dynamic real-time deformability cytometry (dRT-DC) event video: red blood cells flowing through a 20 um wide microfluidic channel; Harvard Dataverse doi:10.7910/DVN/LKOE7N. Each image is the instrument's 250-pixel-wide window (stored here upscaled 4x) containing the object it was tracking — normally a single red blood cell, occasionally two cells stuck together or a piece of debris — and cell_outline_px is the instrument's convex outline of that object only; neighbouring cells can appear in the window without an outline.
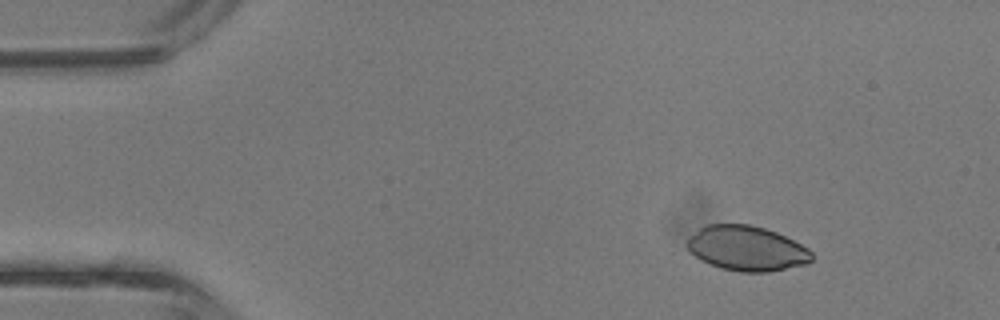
{"species": "common noctule bat (a hibernating species)", "species_latin": "Nyctalus noctula", "temperature_condition": "room temperature", "stored_images_in_passage": 4, "camera_frame_rate_fps": 3000, "um_per_image_px": 0.085, "animal": {"sex": "male", "body_mass_g": 13.3}, "frame": {"image": 1, "passage_image": 2, "time_ms": 0.333, "image_size_px": [1000, 320], "cell_outline_px": [[812, 260], [808, 264], [768, 272], [740, 272], [720, 268], [708, 264], [700, 260], [684, 244], [684, 240], [688, 236], [700, 228], [708, 224], [748, 224], [764, 228], [776, 232], [808, 248], [812, 252]], "centroid_in_image_um": [63.44, 21.12], "position_along_channel_um": 21.6, "area_um2": 32.83}}